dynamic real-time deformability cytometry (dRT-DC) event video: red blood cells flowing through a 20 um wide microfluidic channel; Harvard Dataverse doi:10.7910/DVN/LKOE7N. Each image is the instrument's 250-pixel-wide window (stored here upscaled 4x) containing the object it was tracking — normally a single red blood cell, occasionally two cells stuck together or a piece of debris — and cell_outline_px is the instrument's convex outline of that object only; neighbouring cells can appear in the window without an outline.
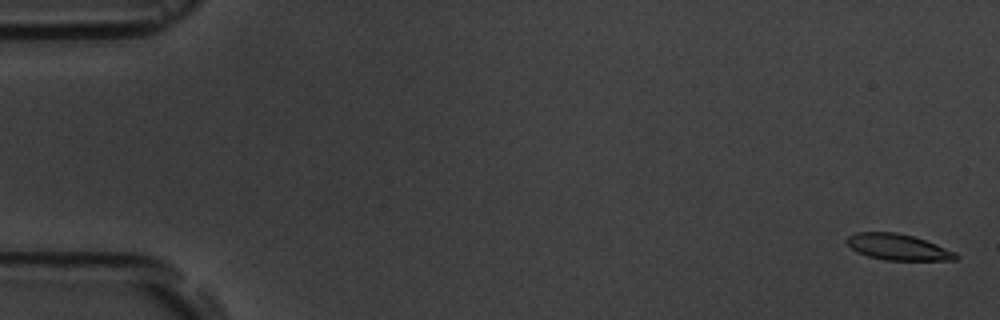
{"species": "common noctule bat (a hibernating species)", "species_latin": "Nyctalus noctula", "temperature_condition": "room temperature", "stored_images_in_passage": 5, "camera_frame_rate_fps": 3000, "um_per_image_px": 0.085, "animal": {"sex": "male", "body_mass_g": 19.5, "forearm_length_mm": 54.6}, "frame": {"image": 1, "passage_image": 1, "time_ms": 0.0, "image_size_px": [1000, 320], "cell_outline_px": [[960, 256], [956, 260], [884, 260], [868, 256], [856, 252], [844, 240], [848, 236], [856, 232], [896, 232], [912, 236], [936, 244], [956, 252]], "centroid_in_image_um": [76.31, 21.0], "position_along_channel_um": 8.7, "area_um2": 16.59}}
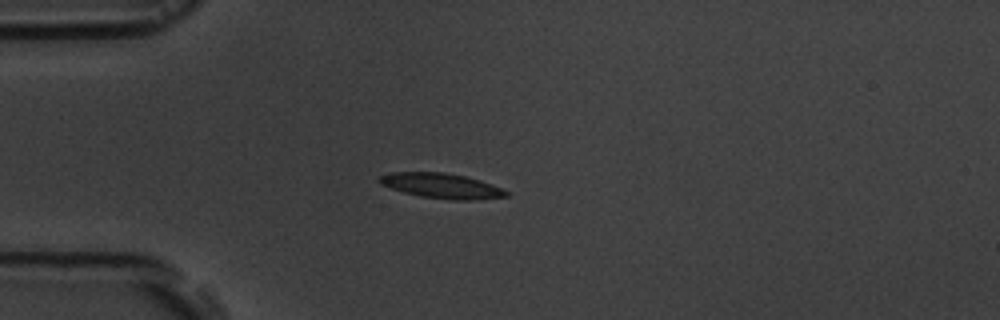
{"frame": {"image": 2, "passage_image": 5, "time_ms": 4.667, "image_size_px": [1000, 320], "cell_outline_px": [[512, 192], [508, 196], [476, 200], [452, 200], [420, 196], [404, 192], [380, 184], [376, 180], [380, 176], [392, 172], [444, 172], [464, 176], [480, 180]], "centroid_in_image_um": [37.56, 15.79], "position_along_channel_um": 47.4, "area_um2": 18.55}}